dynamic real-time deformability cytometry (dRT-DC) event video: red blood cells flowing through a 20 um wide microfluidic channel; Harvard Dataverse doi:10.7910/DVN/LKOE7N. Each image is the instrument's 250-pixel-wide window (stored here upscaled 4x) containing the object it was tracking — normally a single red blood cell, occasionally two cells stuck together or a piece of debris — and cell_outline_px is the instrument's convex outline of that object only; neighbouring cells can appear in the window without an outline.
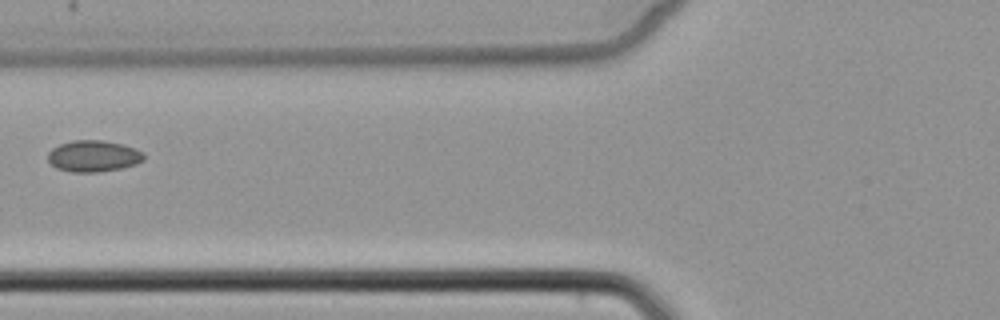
{"species": "common noctule bat (a hibernating species)", "species_latin": "Nyctalus noctula", "temperature_condition": "cold", "stored_images_in_passage": 6, "camera_frame_rate_fps": 3000, "um_per_image_px": 0.085, "animal": {"sex": "female", "body_mass_g": 22.7, "forearm_length_mm": 54.2}, "frame": {"image": 1, "passage_image": 6, "time_ms": 6.0, "image_size_px": [1000, 320], "cell_outline_px": [[144, 160], [136, 164], [120, 168], [100, 172], [72, 172], [56, 168], [48, 160], [48, 152], [52, 148], [60, 144], [72, 140], [100, 140], [124, 144], [136, 148], [144, 152]], "centroid_in_image_um": [7.96, 13.26], "position_along_channel_um": 117.8, "area_um2": 17.69}}